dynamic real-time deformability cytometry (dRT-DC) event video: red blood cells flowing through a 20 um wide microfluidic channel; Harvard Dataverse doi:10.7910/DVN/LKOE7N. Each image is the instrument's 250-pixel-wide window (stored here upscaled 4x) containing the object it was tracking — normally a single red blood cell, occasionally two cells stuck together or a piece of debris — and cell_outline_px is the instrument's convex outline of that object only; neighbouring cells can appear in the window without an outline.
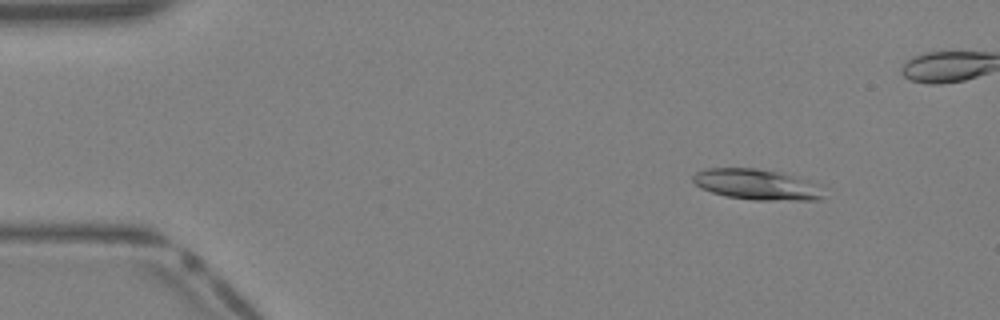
{"species": "Egyptian fruit bat (a non-hibernating species)", "species_latin": "Rousettus aegyptiacus", "temperature_condition": "warm", "stored_images_in_passage": 40, "camera_frame_rate_fps": 3000, "um_per_image_px": 0.085, "animal": {"sex": "female"}, "frame": {"image": 1, "passage_image": 5, "time_ms": 1.333, "image_size_px": [1000, 320], "cell_outline_px": [[824, 196], [820, 200], [752, 200], [728, 196], [712, 192], [700, 188], [692, 180], [692, 176], [696, 172], [704, 168], [756, 168], [784, 172], [820, 184]], "centroid_in_image_um": [64.36, 15.67], "position_along_channel_um": 20.6, "area_um2": 23.7}}
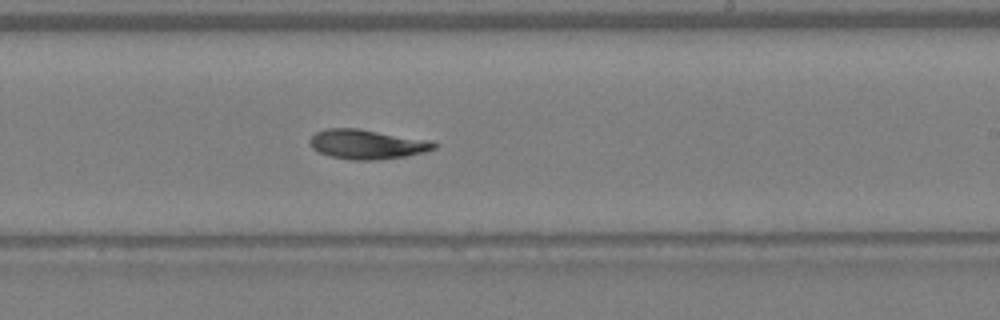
{"frame": {"image": 2, "passage_image": 24, "time_ms": 7.667, "image_size_px": [1000, 320], "cell_outline_px": [[440, 144], [436, 148], [424, 152], [404, 156], [376, 160], [352, 160], [332, 156], [320, 152], [312, 148], [308, 140], [316, 132], [324, 128], [356, 128], [432, 140]], "centroid_in_image_um": [31.23, 12.25], "position_along_channel_um": 257.8, "area_um2": 21.44}}
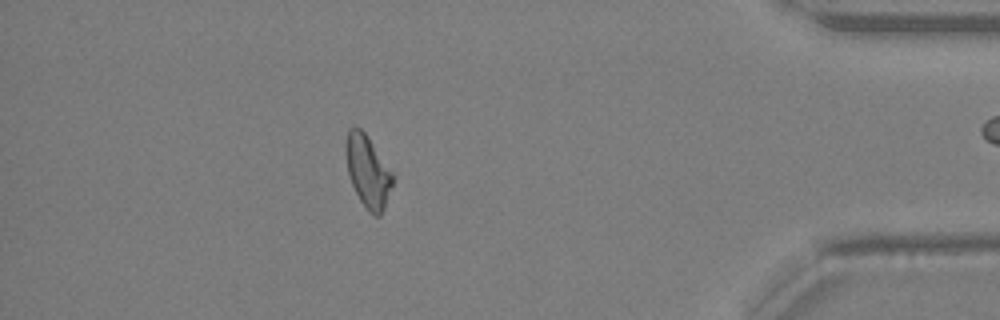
{"frame": {"image": 3, "passage_image": 35, "time_ms": 11.333, "image_size_px": [1000, 320], "cell_outline_px": [[396, 172], [384, 208], [380, 216], [372, 216], [360, 200], [352, 184], [348, 172], [344, 152], [344, 148], [348, 128], [360, 128], [368, 136]], "centroid_in_image_um": [31.29, 14.53], "position_along_channel_um": 403.9, "area_um2": 20.17}}